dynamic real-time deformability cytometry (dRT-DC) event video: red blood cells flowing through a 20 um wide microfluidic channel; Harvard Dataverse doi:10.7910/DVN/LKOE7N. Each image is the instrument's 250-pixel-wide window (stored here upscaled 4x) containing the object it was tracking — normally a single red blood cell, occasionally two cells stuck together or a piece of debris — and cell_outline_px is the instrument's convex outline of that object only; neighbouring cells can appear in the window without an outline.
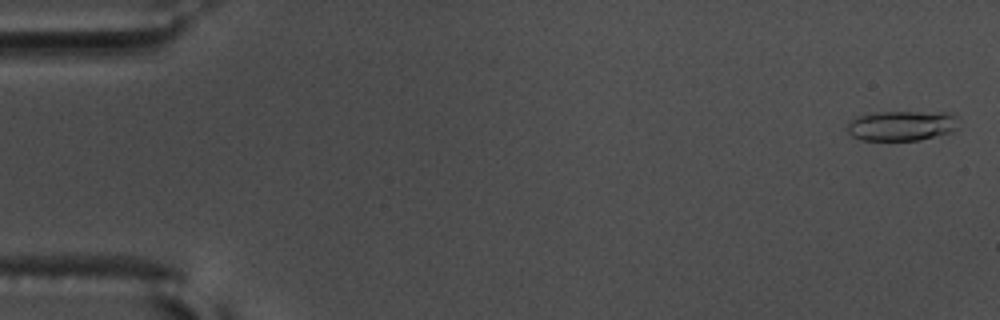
{"species": "common noctule bat (a hibernating species)", "species_latin": "Nyctalus noctula", "temperature_condition": "warm", "stored_images_in_passage": 58, "camera_frame_rate_fps": 3000, "um_per_image_px": 0.085, "animal": {"sex": "male", "body_mass_g": 17.5, "forearm_length_mm": 52.3}, "frame": {"image": 1, "passage_image": 2, "time_ms": 0.333, "image_size_px": [1000, 320], "cell_outline_px": [[960, 116], [952, 132], [920, 140], [860, 140], [852, 136], [848, 132], [848, 124], [856, 116], [876, 112], [948, 112]], "centroid_in_image_um": [76.66, 10.67], "position_along_channel_um": 8.3, "area_um2": 19.59}}
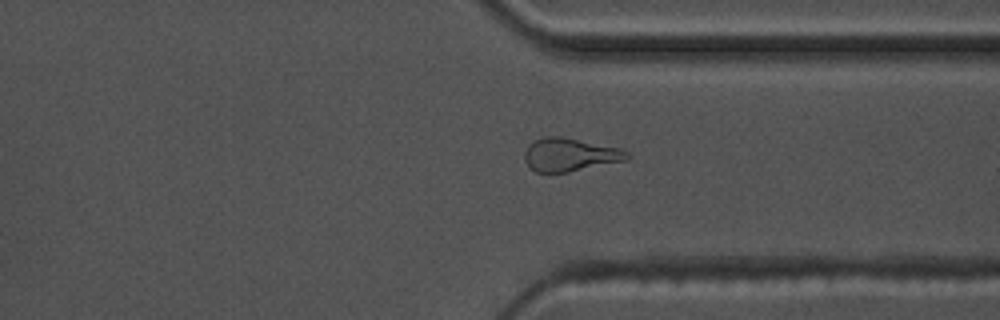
{"frame": {"image": 2, "passage_image": 44, "time_ms": 14.333, "image_size_px": [1000, 320], "cell_outline_px": [[632, 156], [628, 160], [568, 172], [536, 172], [524, 160], [524, 152], [528, 144], [544, 136], [560, 136], [620, 148], [628, 152]], "centroid_in_image_um": [48.46, 13.15], "position_along_channel_um": 362.9, "area_um2": 19.83}}
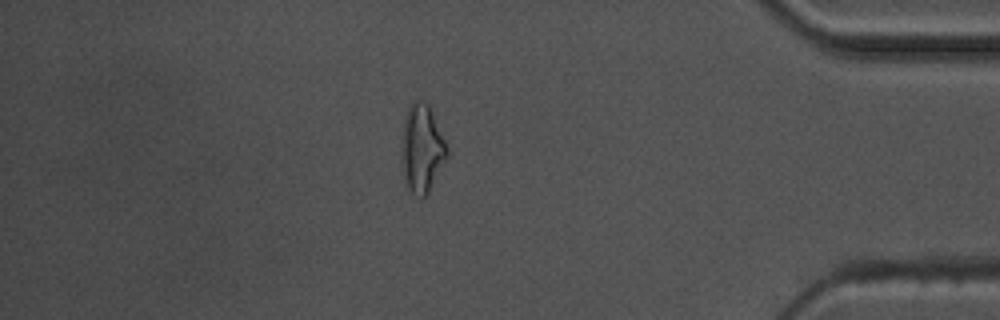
{"frame": {"image": 3, "passage_image": 50, "time_ms": 16.333, "image_size_px": [1000, 320], "cell_outline_px": [[448, 152], [428, 192], [424, 196], [412, 196], [404, 184], [400, 160], [400, 136], [404, 116], [408, 104], [412, 100], [420, 100], [428, 104], [432, 108], [448, 148]], "centroid_in_image_um": [35.78, 12.58], "position_along_channel_um": 399.4, "area_um2": 24.1}, "authors_computed_cell_mechanics": {"area_um2": 19.0162, "velocity_mm_per_s": 3.597, "shape_relaxation_time_tau1_ms": 9.7213, "shape_relaxation_time_tau2_ms": 2.6422, "deformation_change_tau1": 0.2669, "deformation_change_tau2": 0.1201}}